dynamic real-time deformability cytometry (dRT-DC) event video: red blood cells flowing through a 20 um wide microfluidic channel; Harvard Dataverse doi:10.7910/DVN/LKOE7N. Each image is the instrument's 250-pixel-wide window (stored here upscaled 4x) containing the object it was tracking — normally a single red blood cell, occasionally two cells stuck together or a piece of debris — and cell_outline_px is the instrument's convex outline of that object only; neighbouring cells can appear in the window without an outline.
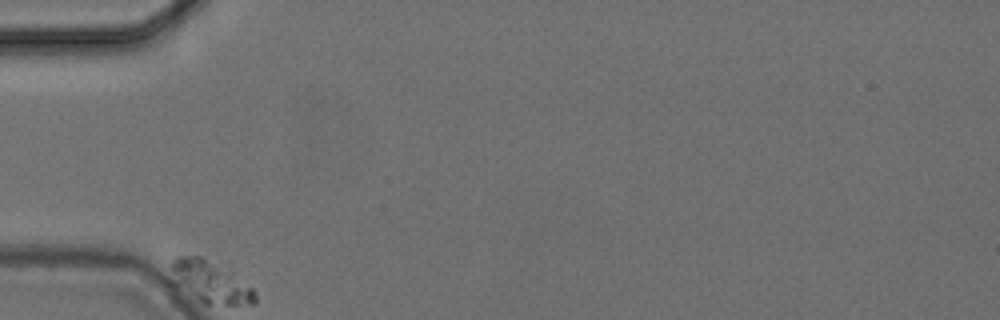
{"species": "common noctule bat (a hibernating species)", "species_latin": "Nyctalus noctula", "temperature_condition": "cold", "stored_images_in_passage": 39, "camera_frame_rate_fps": 3000, "um_per_image_px": 0.085, "animal": {"sex": "female", "body_mass_g": 24.6, "forearm_length_mm": 56.2}, "frame": {"image": 1, "passage_image": 1, "time_ms": 0.0, "image_size_px": [1000, 320], "cell_outline_px": [[256, 300], [252, 304], [200, 304], [172, 284], [172, 260], [176, 256], [200, 256], [232, 272], [252, 288], [256, 292]], "centroid_in_image_um": [17.83, 23.99], "position_along_channel_um": 67.2, "area_um2": 20.69}}
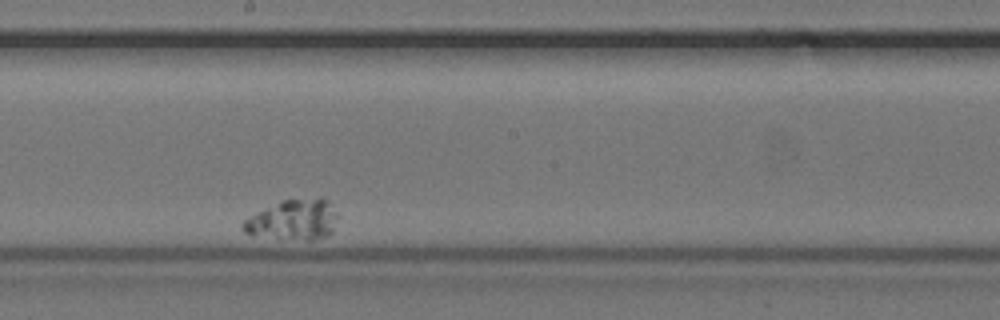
{"frame": {"image": 2, "passage_image": 23, "time_ms": 7.333, "image_size_px": [1000, 320], "cell_outline_px": [[336, 216], [332, 232], [328, 236], [312, 240], [308, 240], [252, 236], [244, 232], [240, 228], [244, 220], [280, 200], [320, 196], [328, 200], [336, 212]], "centroid_in_image_um": [24.93, 18.67], "position_along_channel_um": 223.3, "area_um2": 22.48}}
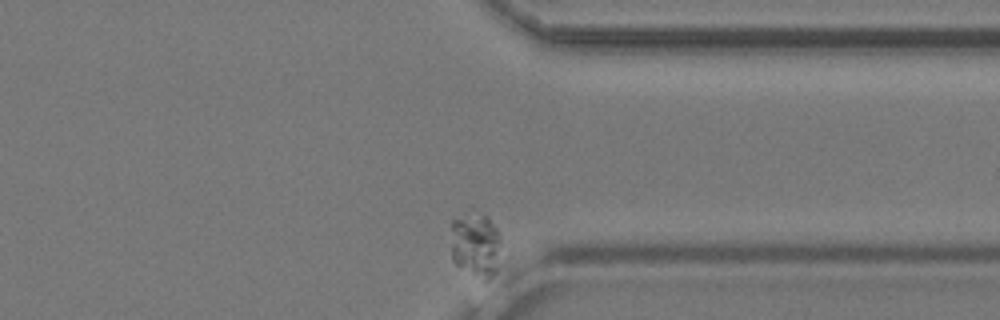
{"frame": {"image": 3, "passage_image": 39, "time_ms": 12.667, "image_size_px": [1000, 320], "cell_outline_px": [[500, 244], [496, 272], [488, 284], [484, 284], [456, 264], [452, 260], [452, 220], [472, 204], [488, 216], [496, 228], [500, 236]], "centroid_in_image_um": [40.43, 20.74], "position_along_channel_um": 371.0, "area_um2": 20.29}}